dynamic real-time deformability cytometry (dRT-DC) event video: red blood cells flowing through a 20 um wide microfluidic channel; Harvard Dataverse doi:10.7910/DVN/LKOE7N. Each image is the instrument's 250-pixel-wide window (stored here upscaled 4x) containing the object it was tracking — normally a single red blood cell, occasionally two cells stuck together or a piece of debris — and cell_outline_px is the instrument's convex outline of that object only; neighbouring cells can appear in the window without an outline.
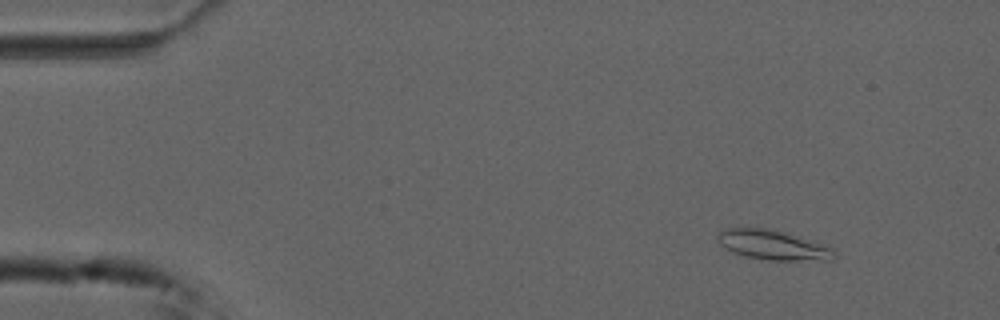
{"species": "common noctule bat (a hibernating species)", "species_latin": "Nyctalus noctula", "temperature_condition": "cold", "stored_images_in_passage": 51, "camera_frame_rate_fps": 3000, "um_per_image_px": 0.085, "animal": {"sex": "male", "forearm_length_mm": 52.5}, "frame": {"image": 1, "passage_image": 2, "time_ms": 0.333, "image_size_px": [1000, 320], "cell_outline_px": [[836, 256], [832, 260], [768, 260], [744, 256], [732, 252], [720, 244], [716, 240], [716, 236], [724, 228], [768, 228], [788, 232], [836, 248]], "centroid_in_image_um": [65.74, 20.82], "position_along_channel_um": 19.3, "area_um2": 20.58}}
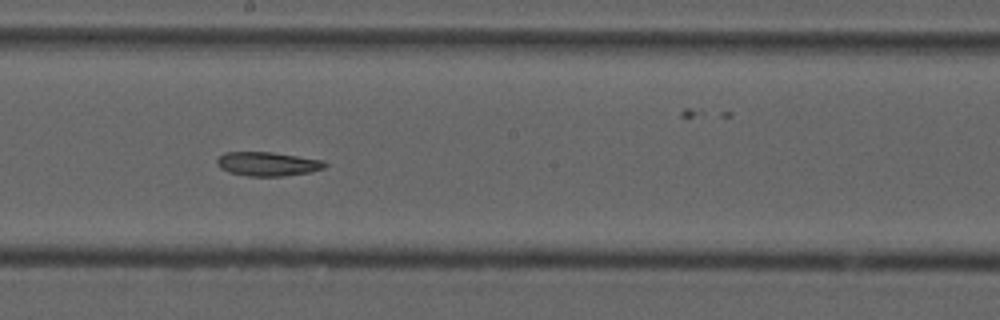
{"frame": {"image": 2, "passage_image": 26, "time_ms": 8.333, "image_size_px": [1000, 320], "cell_outline_px": [[328, 164], [324, 168], [308, 172], [284, 176], [248, 176], [228, 172], [220, 168], [216, 164], [216, 160], [224, 152], [272, 152], [324, 160]], "centroid_in_image_um": [22.73, 13.93], "position_along_channel_um": 225.5, "area_um2": 15.14}}
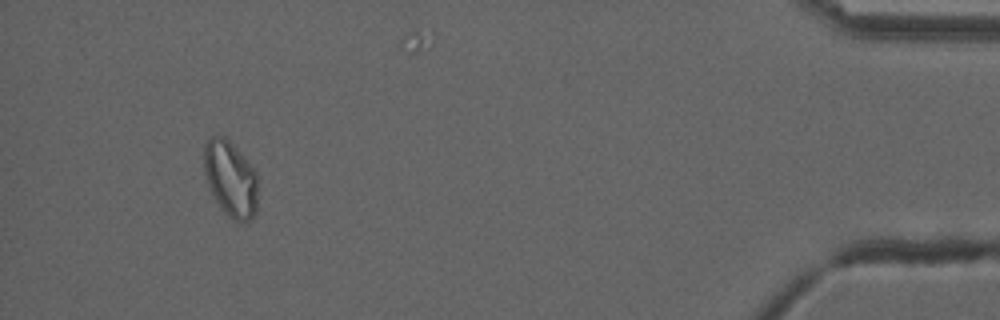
{"frame": {"image": 3, "passage_image": 47, "time_ms": 15.333, "image_size_px": [1000, 320], "cell_outline_px": [[256, 212], [252, 220], [244, 224], [240, 224], [232, 220], [224, 212], [216, 200], [208, 184], [204, 172], [204, 144], [212, 136], [224, 136], [232, 144], [256, 172]], "centroid_in_image_um": [19.59, 15.25], "position_along_channel_um": 415.6, "area_um2": 23.64}}